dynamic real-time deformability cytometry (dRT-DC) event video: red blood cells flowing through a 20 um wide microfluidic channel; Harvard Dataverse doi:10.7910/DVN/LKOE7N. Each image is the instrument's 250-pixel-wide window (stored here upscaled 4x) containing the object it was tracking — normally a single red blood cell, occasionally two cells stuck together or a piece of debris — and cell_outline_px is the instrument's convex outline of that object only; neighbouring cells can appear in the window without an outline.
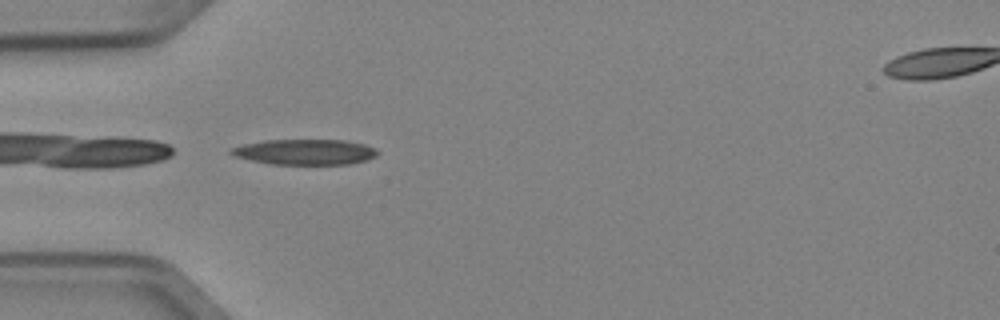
{"species": "Egyptian fruit bat (a non-hibernating species)", "species_latin": "Rousettus aegyptiacus", "temperature_condition": "cold", "stored_images_in_passage": 36, "camera_frame_rate_fps": 3000, "um_per_image_px": 0.085, "animal": {"sex": "female"}, "frame": {"image": 1, "passage_image": 1, "time_ms": 0.0, "image_size_px": [1000, 320], "cell_outline_px": [[380, 152], [376, 156], [368, 160], [352, 164], [272, 164], [252, 160], [236, 156], [228, 152], [228, 148], [244, 144], [264, 140], [348, 140], [364, 144], [376, 148]], "centroid_in_image_um": [25.97, 12.91], "position_along_channel_um": 59.0, "area_um2": 21.91}}
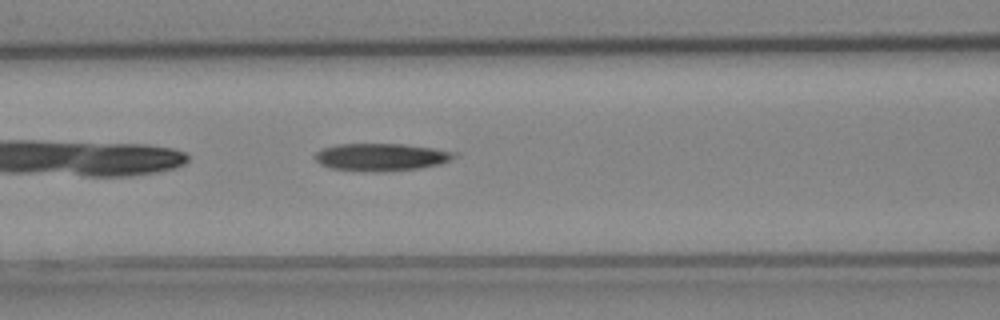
{"frame": {"image": 2, "passage_image": 7, "time_ms": 2.0, "image_size_px": [1000, 320], "cell_outline_px": [[460, 156], [440, 164], [420, 168], [388, 172], [364, 172], [332, 168], [320, 164], [312, 156], [316, 152], [324, 148], [336, 144], [404, 144], [460, 152]], "centroid_in_image_um": [32.44, 13.36], "position_along_channel_um": 134.2, "area_um2": 22.77}}
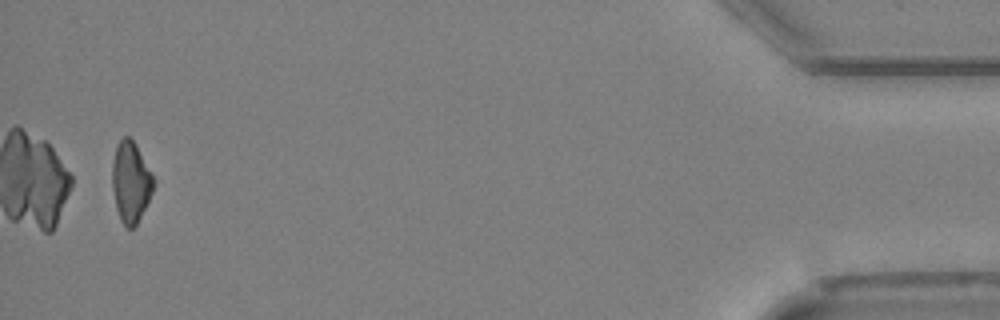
{"frame": {"image": 3, "passage_image": 35, "time_ms": 11.333, "image_size_px": [1000, 320], "cell_outline_px": [[156, 184], [136, 224], [132, 228], [128, 228], [120, 220], [116, 208], [112, 188], [112, 160], [116, 144], [124, 136], [128, 136], [136, 144]], "centroid_in_image_um": [11.08, 15.44], "position_along_channel_um": 424.1, "area_um2": 19.25}, "authors_computed_cell_mechanics": {"area_um2": 21.9062, "velocity_mm_per_s": 3.977, "shape_relaxation_time_tau1_ms": 6.8554, "shape_relaxation_time_tau2_ms": null, "deformation_change_tau1": 0.1458, "deformation_change_tau2": null}}